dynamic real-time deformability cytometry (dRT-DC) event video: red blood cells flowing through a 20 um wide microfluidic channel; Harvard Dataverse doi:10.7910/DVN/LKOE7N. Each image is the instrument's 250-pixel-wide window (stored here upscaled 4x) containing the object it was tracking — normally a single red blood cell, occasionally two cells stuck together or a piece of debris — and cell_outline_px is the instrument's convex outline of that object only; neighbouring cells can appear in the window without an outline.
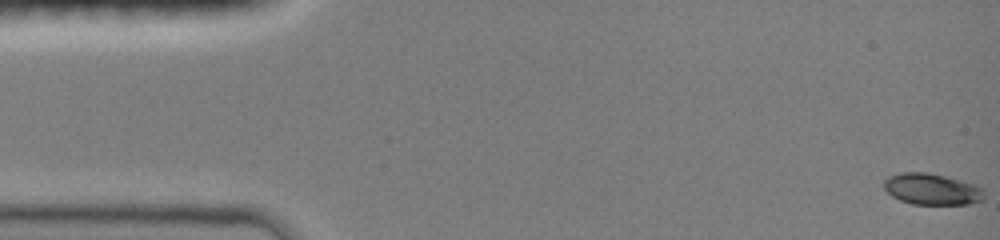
{"species": "common noctule bat (a hibernating species)", "species_latin": "Nyctalus noctula", "temperature_condition": "room temperature", "stored_images_in_passage": 48, "camera_frame_rate_fps": 3000, "um_per_image_px": 0.085, "animal": {"sex": "female", "body_mass_g": 19.0, "forearm_length_mm": 51.5}, "frame": {"image": 1, "passage_image": 1, "time_ms": 0.0, "image_size_px": [1000, 240], "cell_outline_px": [[984, 200], [968, 204], [912, 204], [900, 200], [892, 196], [884, 188], [884, 180], [888, 176], [900, 172], [928, 172], [976, 184], [984, 188]], "centroid_in_image_um": [79.23, 16.07], "position_along_channel_um": 5.8, "area_um2": 18.44}}
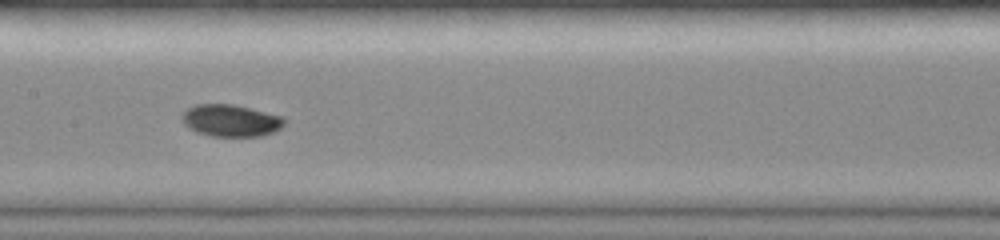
{"frame": {"image": 2, "passage_image": 24, "time_ms": 7.667, "image_size_px": [1000, 240], "cell_outline_px": [[284, 124], [280, 128], [264, 136], [212, 136], [196, 132], [188, 128], [180, 120], [180, 116], [188, 108], [196, 104], [232, 104], [284, 116]], "centroid_in_image_um": [19.59, 10.25], "position_along_channel_um": 187.8, "area_um2": 19.19}}
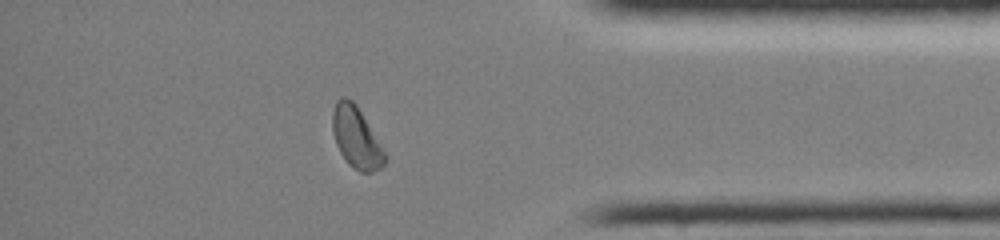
{"frame": {"image": 3, "passage_image": 41, "time_ms": 13.333, "image_size_px": [1000, 240], "cell_outline_px": [[384, 164], [380, 168], [372, 172], [360, 172], [348, 164], [340, 152], [336, 144], [332, 128], [332, 112], [336, 100], [340, 96], [344, 96], [352, 100], [356, 104], [380, 144], [384, 152]], "centroid_in_image_um": [30.24, 11.66], "position_along_channel_um": 405.0, "area_um2": 18.38}, "authors_computed_cell_mechanics": {"area_um2": 18.6116, "velocity_mm_per_s": 4.0677, "shape_relaxation_time_tau1_ms": 2.8801, "shape_relaxation_time_tau2_ms": null, "deformation_change_tau1": 0.1103, "deformation_change_tau2": null}}